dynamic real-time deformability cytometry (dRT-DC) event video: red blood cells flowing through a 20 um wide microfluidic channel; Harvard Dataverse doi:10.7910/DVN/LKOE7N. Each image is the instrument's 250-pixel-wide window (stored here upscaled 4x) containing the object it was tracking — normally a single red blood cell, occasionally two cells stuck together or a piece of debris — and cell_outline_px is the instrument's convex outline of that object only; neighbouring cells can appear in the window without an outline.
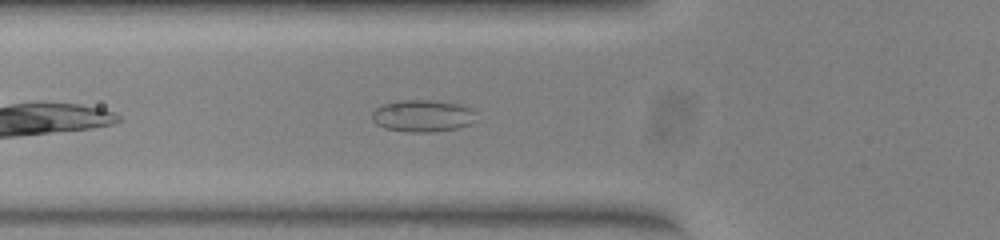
{"species": "common noctule bat (a hibernating species)", "species_latin": "Nyctalus noctula", "temperature_condition": "warm", "stored_images_in_passage": 35, "camera_frame_rate_fps": 3000, "um_per_image_px": 0.085, "animal": {"sex": "female", "body_mass_g": 23.0, "forearm_length_mm": 53.4}, "frame": {"image": 1, "passage_image": 6, "time_ms": 1.667, "image_size_px": [1000, 240], "cell_outline_px": [[480, 120], [472, 124], [456, 128], [432, 132], [408, 132], [384, 128], [376, 124], [372, 120], [372, 112], [380, 104], [396, 100], [432, 100], [460, 104], [472, 108], [476, 112]], "centroid_in_image_um": [35.97, 9.84], "position_along_channel_um": 89.8, "area_um2": 20.0}}
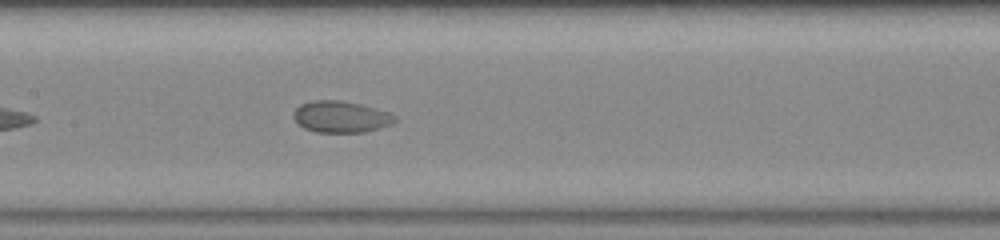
{"frame": {"image": 2, "passage_image": 13, "time_ms": 4.0, "image_size_px": [1000, 240], "cell_outline_px": [[396, 120], [392, 124], [364, 132], [316, 132], [304, 128], [292, 116], [292, 112], [300, 104], [312, 100], [340, 100], [360, 104], [388, 112], [396, 116]], "centroid_in_image_um": [28.95, 9.92], "position_along_channel_um": 178.4, "area_um2": 18.55}}
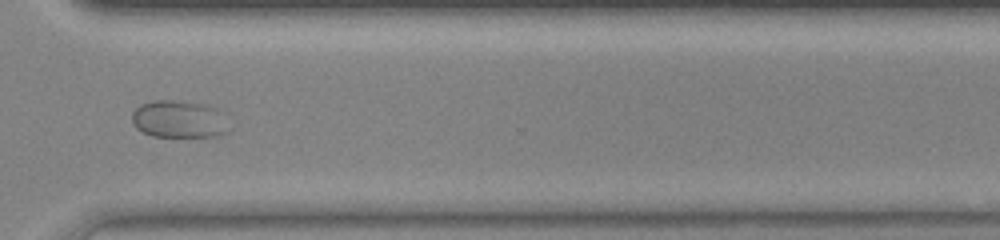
{"frame": {"image": 3, "passage_image": 27, "time_ms": 8.667, "image_size_px": [1000, 240], "cell_outline_px": [[224, 132], [216, 136], [152, 136], [136, 128], [132, 120], [132, 112], [140, 104], [156, 100], [172, 100], [208, 104], [216, 108]], "centroid_in_image_um": [15.06, 10.11], "position_along_channel_um": 355.5, "area_um2": 20.29}}